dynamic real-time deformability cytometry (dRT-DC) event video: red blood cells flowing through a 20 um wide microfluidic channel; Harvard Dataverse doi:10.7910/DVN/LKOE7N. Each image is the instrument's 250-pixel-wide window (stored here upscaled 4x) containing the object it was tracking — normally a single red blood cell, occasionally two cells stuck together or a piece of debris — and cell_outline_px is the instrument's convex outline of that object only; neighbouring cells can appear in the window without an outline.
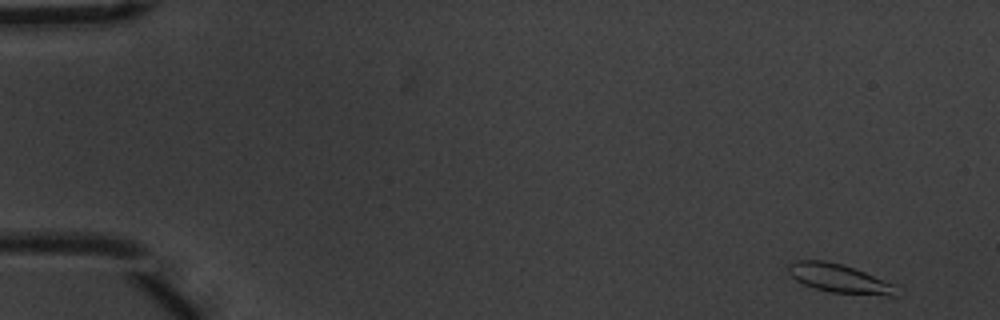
{"species": "common noctule bat (a hibernating species)", "species_latin": "Nyctalus noctula", "temperature_condition": "warm", "stored_images_in_passage": 37, "camera_frame_rate_fps": 3000, "um_per_image_px": 0.085, "animal": {"sex": "male", "body_mass_g": 20.1, "forearm_length_mm": 53.5}, "frame": {"image": 1, "passage_image": 2, "time_ms": 0.333, "image_size_px": [1000, 320], "cell_outline_px": [[900, 284], [896, 296], [888, 296], [828, 292], [804, 284], [796, 280], [788, 272], [788, 264], [796, 260], [824, 260], [840, 264]], "centroid_in_image_um": [71.42, 23.68], "position_along_channel_um": 13.6, "area_um2": 18.32}}
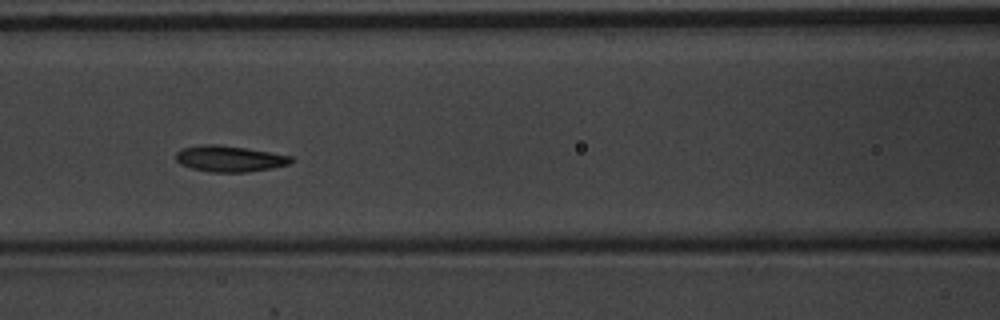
{"frame": {"image": 2, "passage_image": 24, "time_ms": 7.667, "image_size_px": [1000, 320], "cell_outline_px": [[296, 160], [288, 164], [272, 168], [248, 172], [208, 172], [192, 168], [180, 164], [176, 160], [176, 152], [180, 148], [200, 144], [220, 144], [292, 156]], "centroid_in_image_um": [19.48, 13.48], "position_along_channel_um": 147.1, "area_um2": 17.63}}
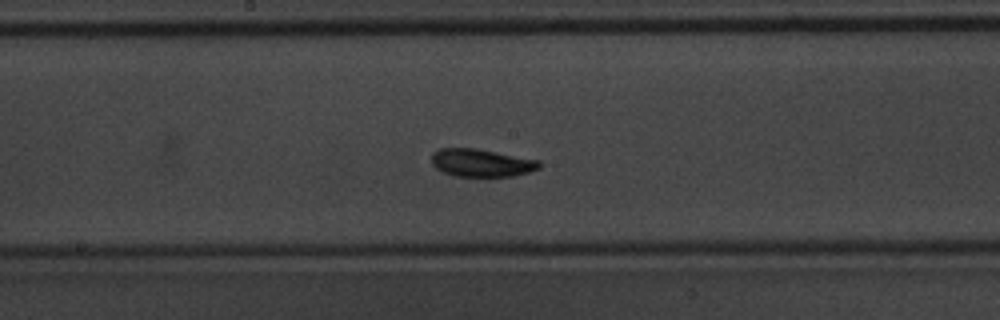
{"frame": {"image": 3, "passage_image": 29, "time_ms": 9.333, "image_size_px": [1000, 320], "cell_outline_px": [[540, 168], [528, 172], [512, 176], [456, 176], [440, 172], [432, 164], [432, 152], [440, 148], [476, 148], [540, 160]], "centroid_in_image_um": [40.89, 13.83], "position_along_channel_um": 207.3, "area_um2": 17.51}}